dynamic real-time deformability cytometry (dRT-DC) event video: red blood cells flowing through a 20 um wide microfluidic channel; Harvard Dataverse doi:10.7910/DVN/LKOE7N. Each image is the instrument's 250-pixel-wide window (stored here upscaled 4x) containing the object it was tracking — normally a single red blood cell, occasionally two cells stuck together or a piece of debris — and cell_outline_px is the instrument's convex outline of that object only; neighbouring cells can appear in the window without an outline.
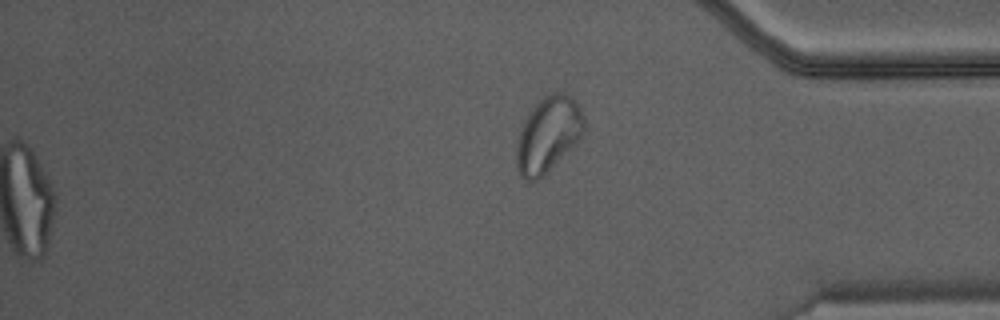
{"species": "Egyptian fruit bat (a non-hibernating species)", "species_latin": "Rousettus aegyptiacus", "temperature_condition": "warm", "stored_images_in_passage": 35, "camera_frame_rate_fps": 3000, "um_per_image_px": 0.085, "animal": {"sex": "male"}, "frame": {"image": 1, "passage_image": 35, "time_ms": 11.333, "image_size_px": [1000, 320], "cell_outline_px": [[584, 132], [580, 140], [536, 180], [528, 180], [520, 172], [516, 164], [516, 144], [520, 128], [524, 120], [532, 108], [544, 96], [552, 92], [564, 92], [580, 108], [584, 116]], "centroid_in_image_um": [46.59, 11.39], "position_along_channel_um": 388.6, "area_um2": 29.07}}